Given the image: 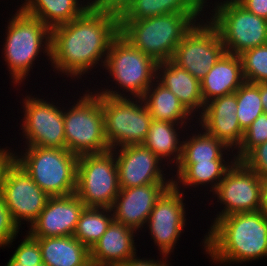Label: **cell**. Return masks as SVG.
Wrapping results in <instances>:
<instances>
[{"label": "cell", "instance_id": "obj_46", "mask_svg": "<svg viewBox=\"0 0 267 266\" xmlns=\"http://www.w3.org/2000/svg\"><path fill=\"white\" fill-rule=\"evenodd\" d=\"M34 266H46L44 263H40L39 265H34Z\"/></svg>", "mask_w": 267, "mask_h": 266}, {"label": "cell", "instance_id": "obj_40", "mask_svg": "<svg viewBox=\"0 0 267 266\" xmlns=\"http://www.w3.org/2000/svg\"><path fill=\"white\" fill-rule=\"evenodd\" d=\"M131 0H92V5L119 13Z\"/></svg>", "mask_w": 267, "mask_h": 266}, {"label": "cell", "instance_id": "obj_25", "mask_svg": "<svg viewBox=\"0 0 267 266\" xmlns=\"http://www.w3.org/2000/svg\"><path fill=\"white\" fill-rule=\"evenodd\" d=\"M197 124L186 132L183 138L182 156L179 164L196 162L237 161L234 150L228 148L222 141L206 133ZM195 127V128H194ZM195 131H194V130ZM193 131V132H192ZM192 135V136H191ZM226 155V156H225ZM230 156V157H229Z\"/></svg>", "mask_w": 267, "mask_h": 266}, {"label": "cell", "instance_id": "obj_15", "mask_svg": "<svg viewBox=\"0 0 267 266\" xmlns=\"http://www.w3.org/2000/svg\"><path fill=\"white\" fill-rule=\"evenodd\" d=\"M0 193L20 228L25 221L30 227L49 198L16 160L7 171Z\"/></svg>", "mask_w": 267, "mask_h": 266}, {"label": "cell", "instance_id": "obj_41", "mask_svg": "<svg viewBox=\"0 0 267 266\" xmlns=\"http://www.w3.org/2000/svg\"><path fill=\"white\" fill-rule=\"evenodd\" d=\"M262 192H261V206L260 211L267 219V178H261Z\"/></svg>", "mask_w": 267, "mask_h": 266}, {"label": "cell", "instance_id": "obj_32", "mask_svg": "<svg viewBox=\"0 0 267 266\" xmlns=\"http://www.w3.org/2000/svg\"><path fill=\"white\" fill-rule=\"evenodd\" d=\"M240 57L245 81L267 82V44L248 49Z\"/></svg>", "mask_w": 267, "mask_h": 266}, {"label": "cell", "instance_id": "obj_42", "mask_svg": "<svg viewBox=\"0 0 267 266\" xmlns=\"http://www.w3.org/2000/svg\"><path fill=\"white\" fill-rule=\"evenodd\" d=\"M260 98L264 113H267V82L260 83Z\"/></svg>", "mask_w": 267, "mask_h": 266}, {"label": "cell", "instance_id": "obj_37", "mask_svg": "<svg viewBox=\"0 0 267 266\" xmlns=\"http://www.w3.org/2000/svg\"><path fill=\"white\" fill-rule=\"evenodd\" d=\"M19 151L17 148L15 149H10V147H5L1 148L0 146V189L1 186L5 180L7 171L9 167L14 163L15 161V152Z\"/></svg>", "mask_w": 267, "mask_h": 266}, {"label": "cell", "instance_id": "obj_16", "mask_svg": "<svg viewBox=\"0 0 267 266\" xmlns=\"http://www.w3.org/2000/svg\"><path fill=\"white\" fill-rule=\"evenodd\" d=\"M111 150L116 157L120 188L173 183V177L165 172L169 168L167 163L144 144L126 145Z\"/></svg>", "mask_w": 267, "mask_h": 266}, {"label": "cell", "instance_id": "obj_35", "mask_svg": "<svg viewBox=\"0 0 267 266\" xmlns=\"http://www.w3.org/2000/svg\"><path fill=\"white\" fill-rule=\"evenodd\" d=\"M20 227L14 221L0 193V249L11 247L20 234ZM13 243V244H12Z\"/></svg>", "mask_w": 267, "mask_h": 266}, {"label": "cell", "instance_id": "obj_44", "mask_svg": "<svg viewBox=\"0 0 267 266\" xmlns=\"http://www.w3.org/2000/svg\"><path fill=\"white\" fill-rule=\"evenodd\" d=\"M28 1L29 0H24V1L21 0V3L22 4L21 5H18L17 6L18 9H16L15 11H24L25 8H26V6H27V4H28Z\"/></svg>", "mask_w": 267, "mask_h": 266}, {"label": "cell", "instance_id": "obj_26", "mask_svg": "<svg viewBox=\"0 0 267 266\" xmlns=\"http://www.w3.org/2000/svg\"><path fill=\"white\" fill-rule=\"evenodd\" d=\"M142 99L154 120L182 124L188 129L197 122L177 96L157 79L149 86Z\"/></svg>", "mask_w": 267, "mask_h": 266}, {"label": "cell", "instance_id": "obj_28", "mask_svg": "<svg viewBox=\"0 0 267 266\" xmlns=\"http://www.w3.org/2000/svg\"><path fill=\"white\" fill-rule=\"evenodd\" d=\"M206 0H131L119 20H141L170 13H206Z\"/></svg>", "mask_w": 267, "mask_h": 266}, {"label": "cell", "instance_id": "obj_14", "mask_svg": "<svg viewBox=\"0 0 267 266\" xmlns=\"http://www.w3.org/2000/svg\"><path fill=\"white\" fill-rule=\"evenodd\" d=\"M261 192V177L242 161H236L212 193L213 196H210L212 200L217 198L216 202L222 208L213 219L234 213L259 211Z\"/></svg>", "mask_w": 267, "mask_h": 266}, {"label": "cell", "instance_id": "obj_22", "mask_svg": "<svg viewBox=\"0 0 267 266\" xmlns=\"http://www.w3.org/2000/svg\"><path fill=\"white\" fill-rule=\"evenodd\" d=\"M156 79L177 96L195 119L202 113L204 101L200 81L185 69L175 65L171 60L159 62Z\"/></svg>", "mask_w": 267, "mask_h": 266}, {"label": "cell", "instance_id": "obj_36", "mask_svg": "<svg viewBox=\"0 0 267 266\" xmlns=\"http://www.w3.org/2000/svg\"><path fill=\"white\" fill-rule=\"evenodd\" d=\"M241 161L261 178H267V141L253 148Z\"/></svg>", "mask_w": 267, "mask_h": 266}, {"label": "cell", "instance_id": "obj_39", "mask_svg": "<svg viewBox=\"0 0 267 266\" xmlns=\"http://www.w3.org/2000/svg\"><path fill=\"white\" fill-rule=\"evenodd\" d=\"M247 11L267 20V0H236Z\"/></svg>", "mask_w": 267, "mask_h": 266}, {"label": "cell", "instance_id": "obj_12", "mask_svg": "<svg viewBox=\"0 0 267 266\" xmlns=\"http://www.w3.org/2000/svg\"><path fill=\"white\" fill-rule=\"evenodd\" d=\"M225 52L218 30L205 17L184 35L171 61L201 81Z\"/></svg>", "mask_w": 267, "mask_h": 266}, {"label": "cell", "instance_id": "obj_18", "mask_svg": "<svg viewBox=\"0 0 267 266\" xmlns=\"http://www.w3.org/2000/svg\"><path fill=\"white\" fill-rule=\"evenodd\" d=\"M85 207L75 193L49 197L38 218L28 227L27 231L33 237L73 236Z\"/></svg>", "mask_w": 267, "mask_h": 266}, {"label": "cell", "instance_id": "obj_10", "mask_svg": "<svg viewBox=\"0 0 267 266\" xmlns=\"http://www.w3.org/2000/svg\"><path fill=\"white\" fill-rule=\"evenodd\" d=\"M120 189L112 150L78 157L75 194L86 207L111 208Z\"/></svg>", "mask_w": 267, "mask_h": 266}, {"label": "cell", "instance_id": "obj_45", "mask_svg": "<svg viewBox=\"0 0 267 266\" xmlns=\"http://www.w3.org/2000/svg\"><path fill=\"white\" fill-rule=\"evenodd\" d=\"M89 266H117V265L97 264L90 261Z\"/></svg>", "mask_w": 267, "mask_h": 266}, {"label": "cell", "instance_id": "obj_17", "mask_svg": "<svg viewBox=\"0 0 267 266\" xmlns=\"http://www.w3.org/2000/svg\"><path fill=\"white\" fill-rule=\"evenodd\" d=\"M173 183L121 188L111 207L116 222L142 232L156 201Z\"/></svg>", "mask_w": 267, "mask_h": 266}, {"label": "cell", "instance_id": "obj_11", "mask_svg": "<svg viewBox=\"0 0 267 266\" xmlns=\"http://www.w3.org/2000/svg\"><path fill=\"white\" fill-rule=\"evenodd\" d=\"M32 95L27 92L22 102L19 101L23 108L20 141L25 139V145L22 146L66 149L62 103L52 101V97L50 102L42 95V98L39 94Z\"/></svg>", "mask_w": 267, "mask_h": 266}, {"label": "cell", "instance_id": "obj_7", "mask_svg": "<svg viewBox=\"0 0 267 266\" xmlns=\"http://www.w3.org/2000/svg\"><path fill=\"white\" fill-rule=\"evenodd\" d=\"M15 160L49 197L75 193L78 156L67 149L24 146Z\"/></svg>", "mask_w": 267, "mask_h": 266}, {"label": "cell", "instance_id": "obj_21", "mask_svg": "<svg viewBox=\"0 0 267 266\" xmlns=\"http://www.w3.org/2000/svg\"><path fill=\"white\" fill-rule=\"evenodd\" d=\"M245 82L240 55L225 52L200 81L204 105L234 93Z\"/></svg>", "mask_w": 267, "mask_h": 266}, {"label": "cell", "instance_id": "obj_24", "mask_svg": "<svg viewBox=\"0 0 267 266\" xmlns=\"http://www.w3.org/2000/svg\"><path fill=\"white\" fill-rule=\"evenodd\" d=\"M186 131L189 130L182 124L154 119L151 121L143 144L163 162H167L170 174H173L171 170L173 171L174 166L176 167L180 162L183 147L181 139L183 140Z\"/></svg>", "mask_w": 267, "mask_h": 266}, {"label": "cell", "instance_id": "obj_8", "mask_svg": "<svg viewBox=\"0 0 267 266\" xmlns=\"http://www.w3.org/2000/svg\"><path fill=\"white\" fill-rule=\"evenodd\" d=\"M212 2L206 0V18L218 30L227 53L240 55L267 44L266 19L247 11L236 0Z\"/></svg>", "mask_w": 267, "mask_h": 266}, {"label": "cell", "instance_id": "obj_30", "mask_svg": "<svg viewBox=\"0 0 267 266\" xmlns=\"http://www.w3.org/2000/svg\"><path fill=\"white\" fill-rule=\"evenodd\" d=\"M113 220L111 208L85 207L77 222L73 236L91 249Z\"/></svg>", "mask_w": 267, "mask_h": 266}, {"label": "cell", "instance_id": "obj_19", "mask_svg": "<svg viewBox=\"0 0 267 266\" xmlns=\"http://www.w3.org/2000/svg\"><path fill=\"white\" fill-rule=\"evenodd\" d=\"M236 112L237 100L234 92L207 102L196 118V123L235 152L244 137Z\"/></svg>", "mask_w": 267, "mask_h": 266}, {"label": "cell", "instance_id": "obj_13", "mask_svg": "<svg viewBox=\"0 0 267 266\" xmlns=\"http://www.w3.org/2000/svg\"><path fill=\"white\" fill-rule=\"evenodd\" d=\"M186 193L170 186L156 201L142 233L148 231L158 254L171 256L187 223ZM148 229V230H147Z\"/></svg>", "mask_w": 267, "mask_h": 266}, {"label": "cell", "instance_id": "obj_2", "mask_svg": "<svg viewBox=\"0 0 267 266\" xmlns=\"http://www.w3.org/2000/svg\"><path fill=\"white\" fill-rule=\"evenodd\" d=\"M210 221L211 226L200 245L212 263L231 266L265 259L267 219L260 210L234 213Z\"/></svg>", "mask_w": 267, "mask_h": 266}, {"label": "cell", "instance_id": "obj_20", "mask_svg": "<svg viewBox=\"0 0 267 266\" xmlns=\"http://www.w3.org/2000/svg\"><path fill=\"white\" fill-rule=\"evenodd\" d=\"M139 233L113 220L102 237L90 249V261L97 264L120 265L138 255L135 237Z\"/></svg>", "mask_w": 267, "mask_h": 266}, {"label": "cell", "instance_id": "obj_5", "mask_svg": "<svg viewBox=\"0 0 267 266\" xmlns=\"http://www.w3.org/2000/svg\"><path fill=\"white\" fill-rule=\"evenodd\" d=\"M157 64L152 57L133 47L118 34L110 43L103 68L105 76L109 74L104 80L107 82V78H111L110 82L115 86H101L100 90L97 87L95 89L97 85L94 84L92 90L103 96L142 98L156 80Z\"/></svg>", "mask_w": 267, "mask_h": 266}, {"label": "cell", "instance_id": "obj_31", "mask_svg": "<svg viewBox=\"0 0 267 266\" xmlns=\"http://www.w3.org/2000/svg\"><path fill=\"white\" fill-rule=\"evenodd\" d=\"M237 118L245 131L254 120L264 113L260 98V83L245 81L236 91Z\"/></svg>", "mask_w": 267, "mask_h": 266}, {"label": "cell", "instance_id": "obj_27", "mask_svg": "<svg viewBox=\"0 0 267 266\" xmlns=\"http://www.w3.org/2000/svg\"><path fill=\"white\" fill-rule=\"evenodd\" d=\"M35 238L46 266H85L90 262V249L74 236Z\"/></svg>", "mask_w": 267, "mask_h": 266}, {"label": "cell", "instance_id": "obj_3", "mask_svg": "<svg viewBox=\"0 0 267 266\" xmlns=\"http://www.w3.org/2000/svg\"><path fill=\"white\" fill-rule=\"evenodd\" d=\"M14 13L5 26L6 37L4 35L1 52L12 80L10 82L16 84L14 86L19 90V85H27L25 80L30 77L29 73L33 71V66L36 67L35 61H40L38 58L42 53L47 62L51 61V29L24 11Z\"/></svg>", "mask_w": 267, "mask_h": 266}, {"label": "cell", "instance_id": "obj_34", "mask_svg": "<svg viewBox=\"0 0 267 266\" xmlns=\"http://www.w3.org/2000/svg\"><path fill=\"white\" fill-rule=\"evenodd\" d=\"M25 232V237L22 236L21 243L14 249L15 251L11 256L23 266L39 265L43 261L38 239L33 237L28 231L25 230Z\"/></svg>", "mask_w": 267, "mask_h": 266}, {"label": "cell", "instance_id": "obj_23", "mask_svg": "<svg viewBox=\"0 0 267 266\" xmlns=\"http://www.w3.org/2000/svg\"><path fill=\"white\" fill-rule=\"evenodd\" d=\"M236 161H211L196 162L193 164H178L174 167L173 185L184 193L187 190L196 191L199 186L213 193L221 182L226 172ZM210 189V190H208Z\"/></svg>", "mask_w": 267, "mask_h": 266}, {"label": "cell", "instance_id": "obj_1", "mask_svg": "<svg viewBox=\"0 0 267 266\" xmlns=\"http://www.w3.org/2000/svg\"><path fill=\"white\" fill-rule=\"evenodd\" d=\"M118 34V13L92 5L80 17L51 29V61L46 65L71 82L83 80L84 74L104 68Z\"/></svg>", "mask_w": 267, "mask_h": 266}, {"label": "cell", "instance_id": "obj_9", "mask_svg": "<svg viewBox=\"0 0 267 266\" xmlns=\"http://www.w3.org/2000/svg\"><path fill=\"white\" fill-rule=\"evenodd\" d=\"M105 118V136L110 149L146 140L151 117L142 98L111 97L99 94Z\"/></svg>", "mask_w": 267, "mask_h": 266}, {"label": "cell", "instance_id": "obj_6", "mask_svg": "<svg viewBox=\"0 0 267 266\" xmlns=\"http://www.w3.org/2000/svg\"><path fill=\"white\" fill-rule=\"evenodd\" d=\"M91 90V91H90ZM63 106L66 149L75 155L99 154L111 150L105 136V118L99 93L84 90Z\"/></svg>", "mask_w": 267, "mask_h": 266}, {"label": "cell", "instance_id": "obj_38", "mask_svg": "<svg viewBox=\"0 0 267 266\" xmlns=\"http://www.w3.org/2000/svg\"><path fill=\"white\" fill-rule=\"evenodd\" d=\"M161 258H157V259H150V258H145L142 257L140 259V257H138L137 255L128 259L125 263L120 264L118 266H169V264L171 265V263L169 262V256H165V255H160ZM169 262V263H168Z\"/></svg>", "mask_w": 267, "mask_h": 266}, {"label": "cell", "instance_id": "obj_43", "mask_svg": "<svg viewBox=\"0 0 267 266\" xmlns=\"http://www.w3.org/2000/svg\"><path fill=\"white\" fill-rule=\"evenodd\" d=\"M5 266H23L20 264V262L16 261L12 256L8 260L7 264Z\"/></svg>", "mask_w": 267, "mask_h": 266}, {"label": "cell", "instance_id": "obj_29", "mask_svg": "<svg viewBox=\"0 0 267 266\" xmlns=\"http://www.w3.org/2000/svg\"><path fill=\"white\" fill-rule=\"evenodd\" d=\"M91 6L92 0H29L24 12L52 29L80 17Z\"/></svg>", "mask_w": 267, "mask_h": 266}, {"label": "cell", "instance_id": "obj_4", "mask_svg": "<svg viewBox=\"0 0 267 266\" xmlns=\"http://www.w3.org/2000/svg\"><path fill=\"white\" fill-rule=\"evenodd\" d=\"M205 17L206 13H170L141 20H119V34L157 63L165 62L171 60L184 35Z\"/></svg>", "mask_w": 267, "mask_h": 266}, {"label": "cell", "instance_id": "obj_33", "mask_svg": "<svg viewBox=\"0 0 267 266\" xmlns=\"http://www.w3.org/2000/svg\"><path fill=\"white\" fill-rule=\"evenodd\" d=\"M267 141V113H262L244 131L242 144L235 151L237 161H241L253 148Z\"/></svg>", "mask_w": 267, "mask_h": 266}]
</instances>
